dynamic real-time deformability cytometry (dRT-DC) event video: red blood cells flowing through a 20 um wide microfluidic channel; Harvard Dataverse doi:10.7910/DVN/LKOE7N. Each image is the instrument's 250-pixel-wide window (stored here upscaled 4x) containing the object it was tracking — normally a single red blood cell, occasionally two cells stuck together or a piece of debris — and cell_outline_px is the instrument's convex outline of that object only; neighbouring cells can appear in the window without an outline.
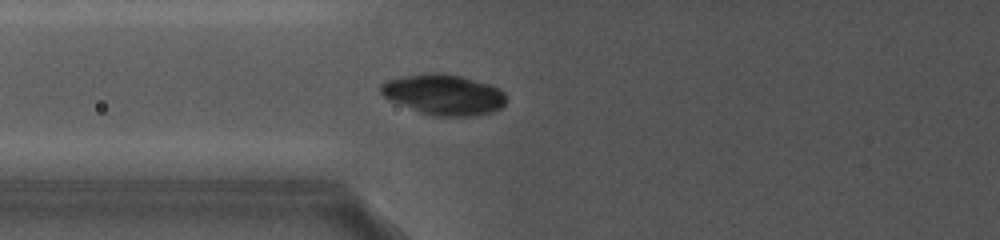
{"species": "common noctule bat (a hibernating species)", "species_latin": "Nyctalus noctula", "temperature_condition": "cold", "stored_images_in_passage": 24, "camera_frame_rate_fps": 5000, "um_per_image_px": 0.085, "animal": {"sex": "female", "body_mass_g": 19.0, "forearm_length_mm": 56.7}, "frame": {"image": 1, "passage_image": 6, "time_ms": 2.4, "image_size_px": [1000, 240], "cell_outline_px": [[504, 104], [500, 108], [492, 112], [476, 116], [432, 116], [420, 112], [388, 100], [380, 92], [380, 84], [388, 80], [408, 76], [460, 76], [492, 84], [500, 88], [504, 92]], "centroid_in_image_um": [37.75, 8.1], "position_along_channel_um": 88.0, "area_um2": 28.78}}
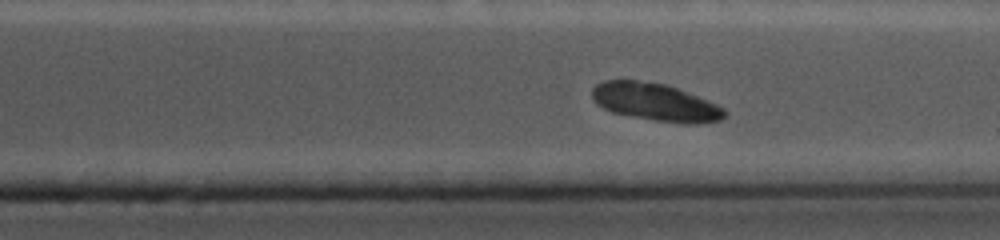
{"frame": {"image": 2, "passage_image": 20, "time_ms": 9.4, "image_size_px": [1000, 240], "cell_outline_px": [[728, 112], [720, 120], [696, 124], [680, 124], [632, 116], [612, 112], [596, 104], [592, 96], [592, 88], [596, 84], [604, 80], [636, 80], [668, 84], [716, 104], [724, 108]], "centroid_in_image_um": [55.7, 8.68], "position_along_channel_um": 355.7, "area_um2": 29.07}}
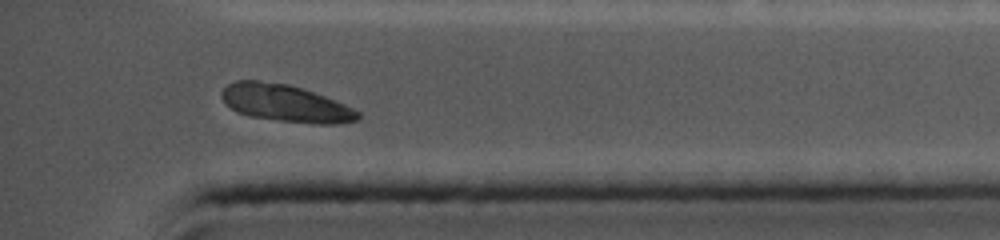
{"frame": {"image": 3, "passage_image": 23, "time_ms": 10.8, "image_size_px": [1000, 240], "cell_outline_px": [[360, 116], [356, 120], [340, 124], [316, 124], [280, 120], [248, 116], [236, 112], [224, 104], [220, 96], [220, 92], [228, 84], [236, 80], [256, 80], [288, 84], [336, 100], [360, 112]], "centroid_in_image_um": [24.22, 8.78], "position_along_channel_um": 411.0, "area_um2": 29.54}}